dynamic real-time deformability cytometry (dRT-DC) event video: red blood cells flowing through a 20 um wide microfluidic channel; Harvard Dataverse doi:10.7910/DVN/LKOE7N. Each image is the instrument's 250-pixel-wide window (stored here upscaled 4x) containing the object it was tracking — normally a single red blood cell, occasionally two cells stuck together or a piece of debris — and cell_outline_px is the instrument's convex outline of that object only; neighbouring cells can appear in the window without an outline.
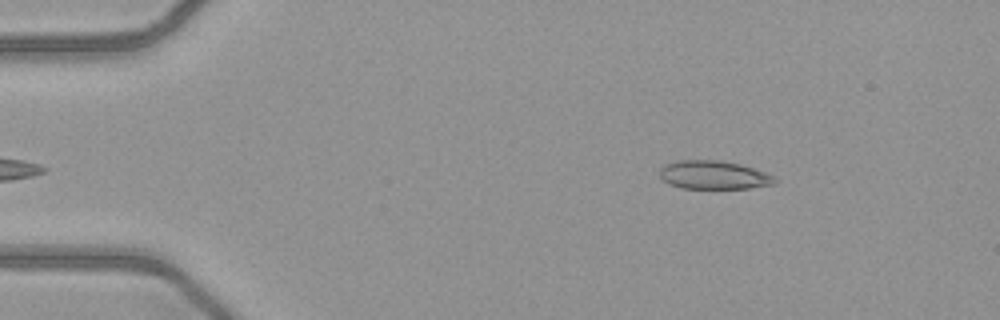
{"species": "common noctule bat (a hibernating species)", "species_latin": "Nyctalus noctula", "temperature_condition": "warm", "stored_images_in_passage": 45, "camera_frame_rate_fps": 3000, "um_per_image_px": 0.085, "animal": {"sex": "female", "body_mass_g": 21.9}, "frame": {"image": 1, "passage_image": 2, "time_ms": 0.333, "image_size_px": [1000, 320], "cell_outline_px": [[776, 184], [748, 188], [680, 188], [668, 184], [660, 176], [660, 168], [664, 164], [676, 160], [720, 160], [740, 164], [776, 176]], "centroid_in_image_um": [60.65, 14.87], "position_along_channel_um": 24.4, "area_um2": 19.19}}
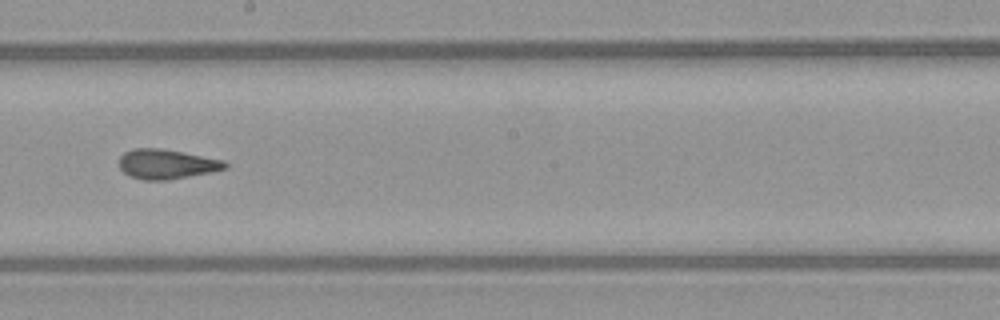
{"frame": {"image": 2, "passage_image": 23, "time_ms": 7.333, "image_size_px": [1000, 320], "cell_outline_px": [[228, 168], [212, 172], [168, 180], [144, 180], [128, 176], [120, 168], [120, 156], [124, 152], [132, 148], [160, 148], [224, 160], [228, 164]], "centroid_in_image_um": [14.16, 13.95], "position_along_channel_um": 234.0, "area_um2": 18.38}}
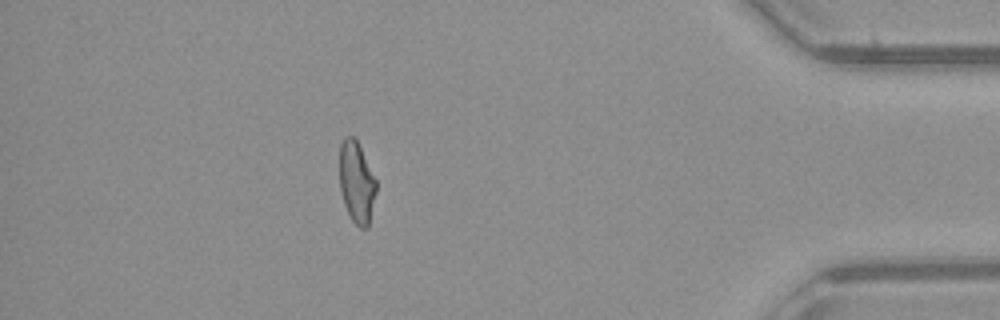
{"frame": {"image": 3, "passage_image": 39, "time_ms": 12.667, "image_size_px": [1000, 320], "cell_outline_px": [[376, 192], [368, 228], [360, 228], [352, 220], [344, 204], [340, 192], [340, 144], [344, 136], [352, 136], [356, 140], [376, 180]], "centroid_in_image_um": [30.3, 15.52], "position_along_channel_um": 404.9, "area_um2": 17.22}, "authors_computed_cell_mechanics": {"area_um2": 18.6116, "velocity_mm_per_s": 4.0964, "shape_relaxation_time_tau1_ms": null, "shape_relaxation_time_tau2_ms": 2.2271, "deformation_change_tau1": null, "deformation_change_tau2": 0.0936}}